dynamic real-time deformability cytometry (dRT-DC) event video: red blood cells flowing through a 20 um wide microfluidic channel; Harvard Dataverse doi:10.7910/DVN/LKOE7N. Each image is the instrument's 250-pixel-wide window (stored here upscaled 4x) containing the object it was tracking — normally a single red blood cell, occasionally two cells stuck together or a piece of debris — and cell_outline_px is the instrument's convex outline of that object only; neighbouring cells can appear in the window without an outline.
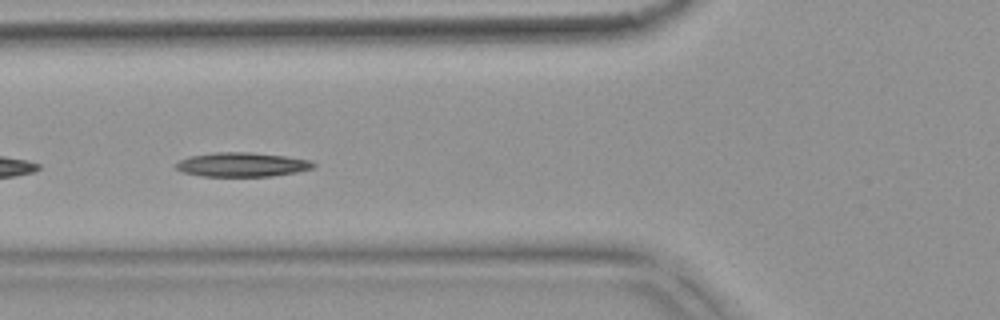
{"species": "common noctule bat (a hibernating species)", "species_latin": "Nyctalus noctula", "temperature_condition": "warm", "stored_images_in_passage": 7, "camera_frame_rate_fps": 3000, "um_per_image_px": 0.085, "animal": {"sex": "female", "body_mass_g": 18.4}, "frame": {"image": 1, "passage_image": 5, "time_ms": 1.333, "image_size_px": [1000, 320], "cell_outline_px": [[316, 164], [312, 168], [296, 172], [272, 176], [200, 176], [184, 172], [176, 168], [176, 164], [180, 160], [188, 156], [212, 152], [248, 152], [284, 156], [312, 160]], "centroid_in_image_um": [20.57, 13.98], "position_along_channel_um": 105.2, "area_um2": 19.36}}